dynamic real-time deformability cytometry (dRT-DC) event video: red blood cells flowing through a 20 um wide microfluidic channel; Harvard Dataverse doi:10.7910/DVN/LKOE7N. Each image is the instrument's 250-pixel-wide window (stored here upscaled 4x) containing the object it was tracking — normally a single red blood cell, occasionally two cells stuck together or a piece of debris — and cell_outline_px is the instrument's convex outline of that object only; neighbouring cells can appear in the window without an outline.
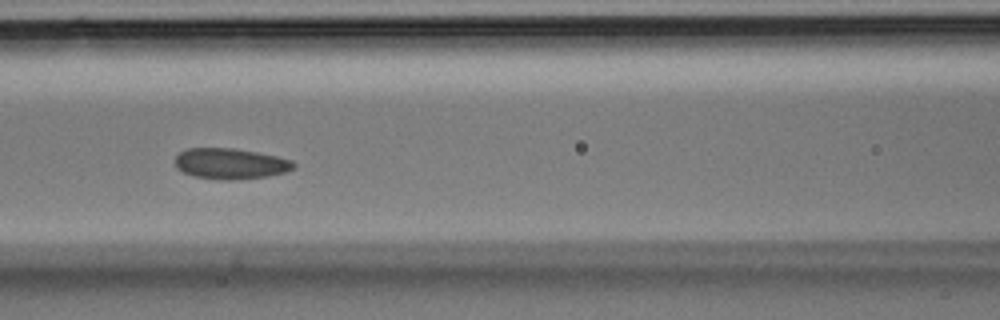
{"species": "Egyptian fruit bat (a non-hibernating species)", "species_latin": "Rousettus aegyptiacus", "temperature_condition": "room temperature", "stored_images_in_passage": 36, "camera_frame_rate_fps": 3000, "um_per_image_px": 0.085, "animal": {"sex": "male"}, "frame": {"image": 1, "passage_image": 16, "time_ms": 5.0, "image_size_px": [1000, 320], "cell_outline_px": [[296, 164], [292, 168], [284, 172], [268, 176], [232, 180], [224, 180], [196, 176], [184, 172], [176, 168], [176, 156], [184, 148], [236, 148], [276, 156], [292, 160]], "centroid_in_image_um": [19.57, 13.9], "position_along_channel_um": 147.0, "area_um2": 21.1}}
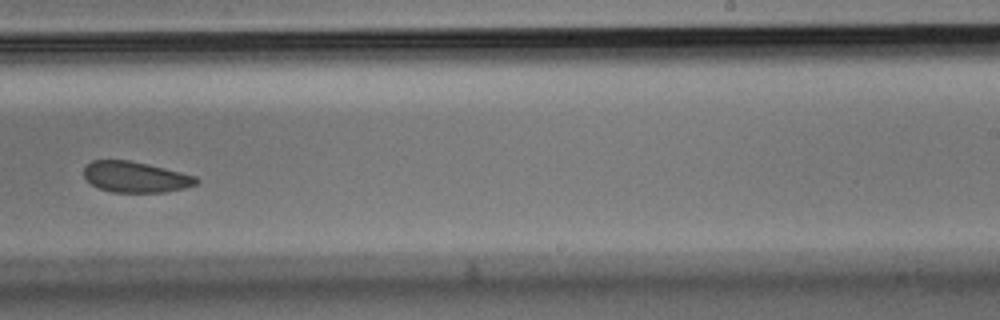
{"frame": {"image": 2, "passage_image": 23, "time_ms": 7.333, "image_size_px": [1000, 320], "cell_outline_px": [[200, 180], [196, 184], [184, 188], [164, 192], [112, 192], [100, 188], [92, 184], [84, 176], [84, 168], [92, 160], [128, 160], [148, 164], [196, 176]], "centroid_in_image_um": [11.53, 15.04], "position_along_channel_um": 277.5, "area_um2": 20.0}}
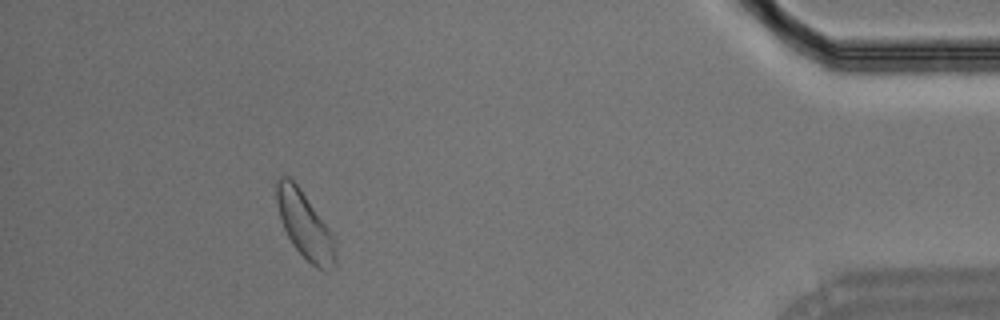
{"frame": {"image": 3, "passage_image": 33, "time_ms": 10.667, "image_size_px": [1000, 320], "cell_outline_px": [[336, 264], [328, 272], [324, 272], [316, 268], [292, 244], [284, 228], [280, 216], [276, 200], [276, 180], [280, 176], [288, 176], [300, 188], [328, 228], [336, 244]], "centroid_in_image_um": [25.92, 19.17], "position_along_channel_um": 409.3, "area_um2": 22.6}}